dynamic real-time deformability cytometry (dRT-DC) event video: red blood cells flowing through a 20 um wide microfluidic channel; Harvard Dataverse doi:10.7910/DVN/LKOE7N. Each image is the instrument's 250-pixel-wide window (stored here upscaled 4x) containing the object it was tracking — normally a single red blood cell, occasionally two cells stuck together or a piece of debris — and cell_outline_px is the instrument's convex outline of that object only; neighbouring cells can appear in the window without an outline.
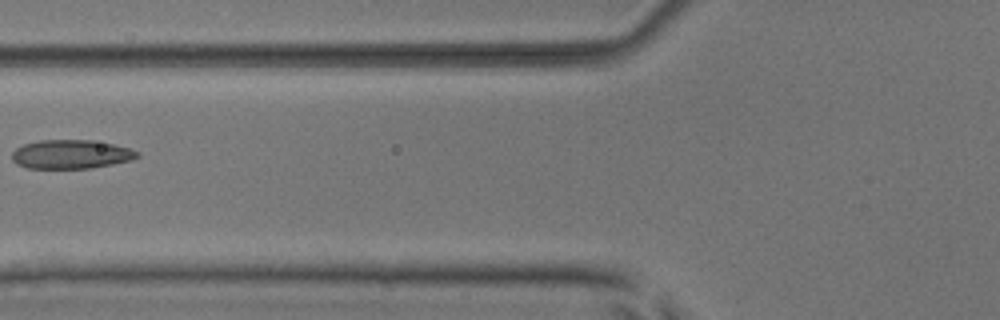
{"species": "common noctule bat (a hibernating species)", "species_latin": "Nyctalus noctula", "temperature_condition": "room temperature", "stored_images_in_passage": 7, "camera_frame_rate_fps": 3000, "um_per_image_px": 0.085, "animal": {"sex": "male", "body_mass_g": 17.9, "forearm_length_mm": 54.2}, "frame": {"image": 1, "passage_image": 6, "time_ms": 1.667, "image_size_px": [1000, 320], "cell_outline_px": [[140, 156], [132, 160], [92, 168], [28, 168], [16, 164], [12, 160], [12, 152], [16, 148], [24, 144], [40, 140], [92, 140], [112, 144], [128, 148], [140, 152]], "centroid_in_image_um": [6.03, 13.11], "position_along_channel_um": 119.8, "area_um2": 21.1}}
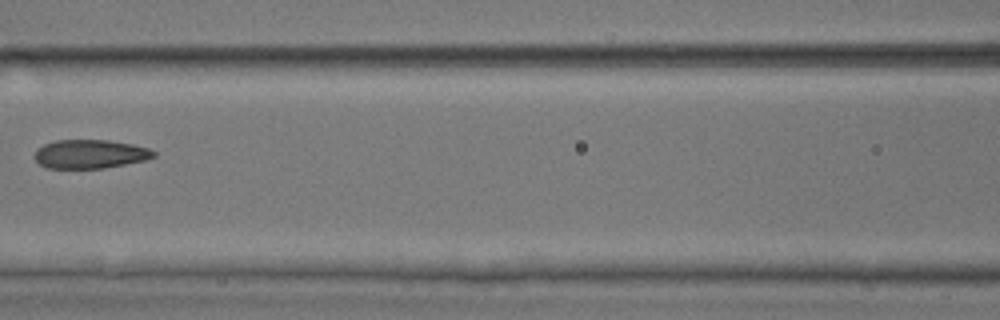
{"frame": {"image": 2, "passage_image": 7, "time_ms": 2.0, "image_size_px": [1000, 320], "cell_outline_px": [[156, 156], [144, 160], [104, 168], [48, 168], [40, 164], [36, 160], [36, 148], [44, 144], [56, 140], [108, 140], [132, 144], [148, 148], [156, 152]], "centroid_in_image_um": [7.66, 13.09], "position_along_channel_um": 158.9, "area_um2": 19.83}}